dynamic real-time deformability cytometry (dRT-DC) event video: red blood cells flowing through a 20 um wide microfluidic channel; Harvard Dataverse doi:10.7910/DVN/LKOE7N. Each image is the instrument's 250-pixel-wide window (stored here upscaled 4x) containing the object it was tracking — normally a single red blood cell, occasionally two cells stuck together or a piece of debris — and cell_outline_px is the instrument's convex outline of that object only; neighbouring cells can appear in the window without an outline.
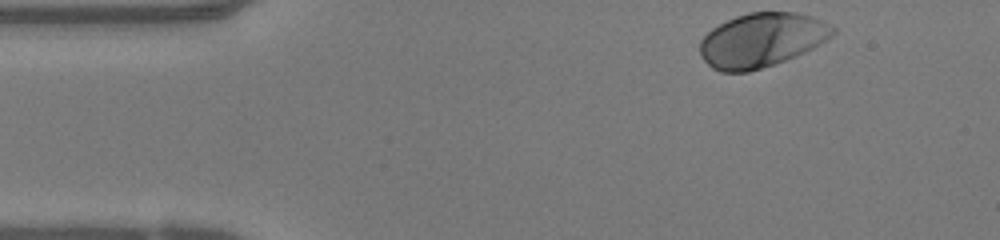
{"species": "human", "species_latin": "Homo sapiens", "temperature_condition": "warm", "stored_images_in_passage": 44, "camera_frame_rate_fps": 3000, "um_per_image_px": 0.085, "donor": {"sex": "female"}, "frame": {"image": 1, "passage_image": 1, "time_ms": 0.0, "image_size_px": [1000, 240], "cell_outline_px": [[836, 32], [832, 36], [812, 48], [804, 52], [784, 60], [748, 72], [720, 72], [712, 68], [700, 56], [700, 40], [712, 28], [736, 16], [748, 12], [796, 12], [812, 16], [836, 28]], "centroid_in_image_um": [64.72, 3.4], "position_along_channel_um": 20.3, "area_um2": 41.62}}
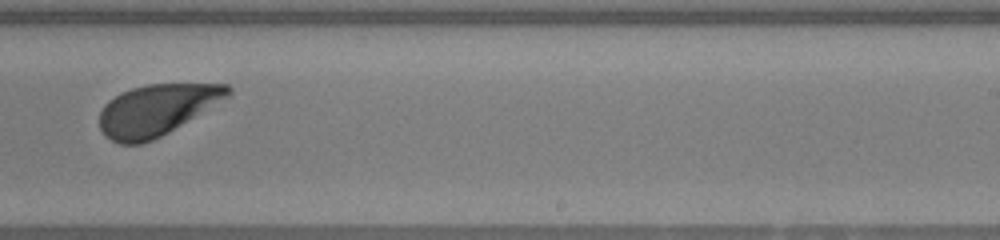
{"frame": {"image": 2, "passage_image": 25, "time_ms": 8.0, "image_size_px": [1000, 240], "cell_outline_px": [[232, 92], [228, 96], [168, 132], [152, 140], [140, 144], [120, 144], [104, 136], [100, 128], [100, 112], [104, 104], [108, 100], [132, 88], [148, 84], [228, 84], [232, 88]], "centroid_in_image_um": [13.28, 9.34], "position_along_channel_um": 275.7, "area_um2": 37.63}}
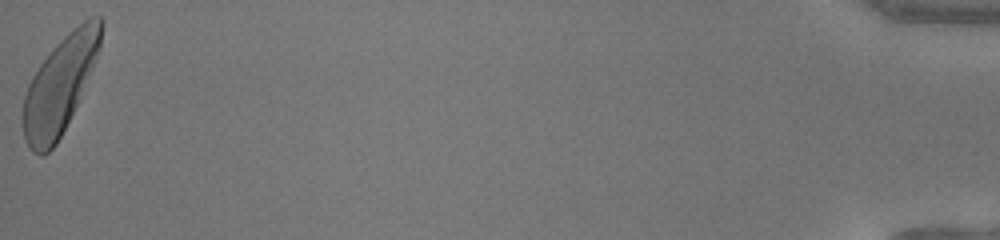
{"frame": {"image": 3, "passage_image": 44, "time_ms": 14.333, "image_size_px": [1000, 240], "cell_outline_px": [[104, 24], [100, 48], [80, 96], [56, 144], [44, 156], [40, 156], [32, 152], [28, 148], [24, 140], [20, 120], [20, 116], [24, 96], [28, 84], [32, 76], [40, 64], [52, 48], [64, 36], [84, 20], [92, 16], [100, 16], [104, 20]], "centroid_in_image_um": [5.04, 7.26], "position_along_channel_um": 430.2, "area_um2": 43.87}, "authors_computed_cell_mechanics": {"area_um2": 40.3733, "velocity_mm_per_s": 4.136, "shape_relaxation_time_tau1_ms": 1.2262, "shape_relaxation_time_tau2_ms": 1.9912, "deformation_change_tau1": 0.1408, "deformation_change_tau2": 0.0589}}